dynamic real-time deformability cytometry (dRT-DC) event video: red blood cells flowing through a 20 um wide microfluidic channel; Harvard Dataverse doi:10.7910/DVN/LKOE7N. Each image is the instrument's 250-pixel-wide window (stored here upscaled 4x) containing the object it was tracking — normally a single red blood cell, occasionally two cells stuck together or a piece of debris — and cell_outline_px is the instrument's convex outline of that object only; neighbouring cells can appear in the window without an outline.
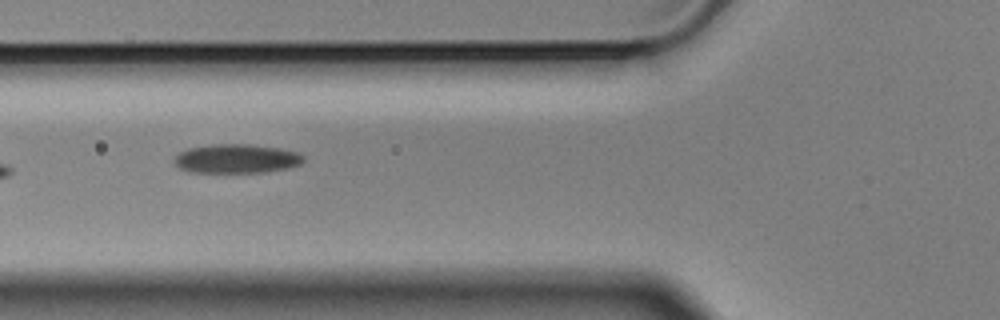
{"species": "Egyptian fruit bat (a non-hibernating species)", "species_latin": "Rousettus aegyptiacus", "temperature_condition": "cold", "stored_images_in_passage": 14, "camera_frame_rate_fps": 3000, "um_per_image_px": 0.085, "animal": {"sex": "male"}, "frame": {"image": 1, "passage_image": 5, "time_ms": 1.333, "image_size_px": [1000, 320], "cell_outline_px": [[304, 160], [300, 164], [288, 168], [268, 172], [192, 172], [180, 168], [172, 160], [180, 152], [188, 148], [212, 144], [248, 144], [280, 148], [300, 152], [304, 156]], "centroid_in_image_um": [20.14, 13.48], "position_along_channel_um": 105.7, "area_um2": 21.96}}
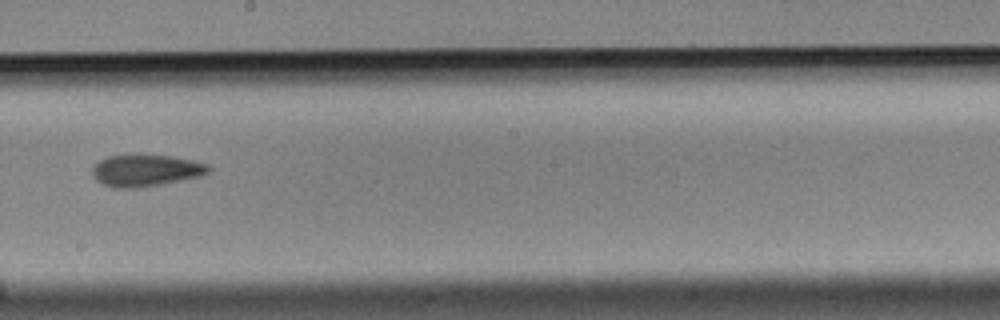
{"frame": {"image": 2, "passage_image": 8, "time_ms": 2.333, "image_size_px": [1000, 320], "cell_outline_px": [[212, 168], [208, 172], [200, 176], [160, 184], [136, 188], [112, 188], [96, 180], [92, 176], [92, 168], [100, 160], [108, 156], [172, 156], [192, 160], [208, 164]], "centroid_in_image_um": [12.39, 14.5], "position_along_channel_um": 235.8, "area_um2": 21.15}}
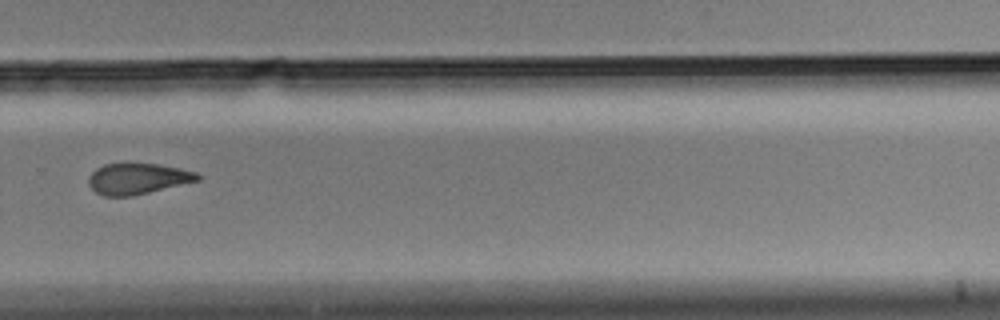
{"frame": {"image": 3, "passage_image": 10, "time_ms": 3.0, "image_size_px": [1000, 320], "cell_outline_px": [[200, 180], [132, 196], [104, 196], [96, 192], [88, 184], [88, 176], [96, 168], [104, 164], [128, 160], [156, 164], [180, 168], [196, 172], [200, 176]], "centroid_in_image_um": [11.65, 15.14], "position_along_channel_um": 318.1, "area_um2": 20.23}}